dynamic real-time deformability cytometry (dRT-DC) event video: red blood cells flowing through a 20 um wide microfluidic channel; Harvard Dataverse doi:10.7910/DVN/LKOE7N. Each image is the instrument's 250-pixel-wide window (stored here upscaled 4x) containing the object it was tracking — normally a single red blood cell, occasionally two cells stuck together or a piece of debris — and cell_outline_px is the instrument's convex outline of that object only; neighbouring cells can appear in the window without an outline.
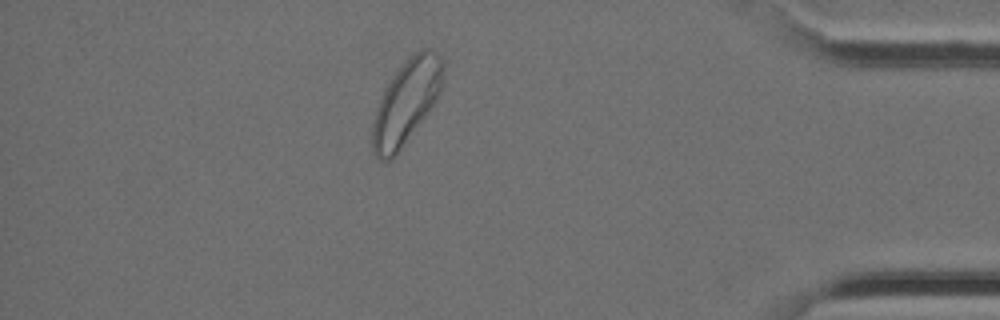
{"species": "Egyptian fruit bat (a non-hibernating species)", "species_latin": "Rousettus aegyptiacus", "temperature_condition": "cold", "stored_images_in_passage": 38, "camera_frame_rate_fps": 3000, "um_per_image_px": 0.085, "animal": {"sex": "female"}, "frame": {"image": 1, "passage_image": 33, "time_ms": 10.667, "image_size_px": [1000, 320], "cell_outline_px": [[444, 68], [440, 92], [436, 100], [428, 112], [396, 156], [392, 160], [376, 160], [372, 152], [372, 124], [376, 108], [392, 76], [420, 48], [432, 48], [444, 64]], "centroid_in_image_um": [34.52, 8.74], "position_along_channel_um": 400.7, "area_um2": 34.22}}